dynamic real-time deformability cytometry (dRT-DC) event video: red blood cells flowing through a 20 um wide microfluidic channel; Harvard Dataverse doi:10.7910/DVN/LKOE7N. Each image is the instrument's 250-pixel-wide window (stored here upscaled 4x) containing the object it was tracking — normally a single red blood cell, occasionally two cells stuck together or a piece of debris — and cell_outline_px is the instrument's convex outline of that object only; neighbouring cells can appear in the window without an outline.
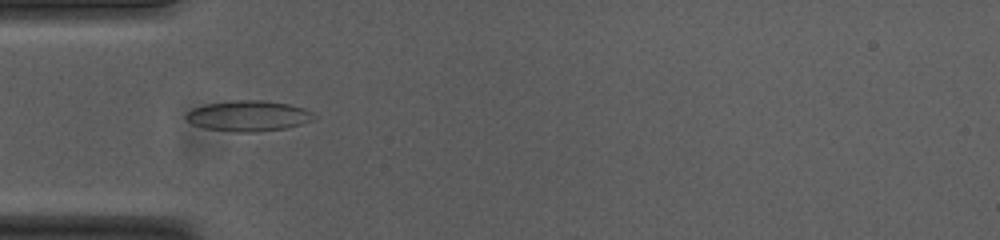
{"species": "common noctule bat (a hibernating species)", "species_latin": "Nyctalus noctula", "temperature_condition": "cold", "stored_images_in_passage": 42, "camera_frame_rate_fps": 3000, "um_per_image_px": 0.085, "animal": {"sex": "female", "body_mass_g": 23.0, "forearm_length_mm": 53.4}, "frame": {"image": 1, "passage_image": 5, "time_ms": 1.333, "image_size_px": [1000, 240], "cell_outline_px": [[312, 120], [288, 128], [256, 132], [236, 132], [204, 128], [188, 120], [184, 116], [192, 108], [208, 104], [232, 100], [264, 100], [288, 104], [304, 108], [312, 112]], "centroid_in_image_um": [21.11, 9.85], "position_along_channel_um": 63.9, "area_um2": 22.6}}
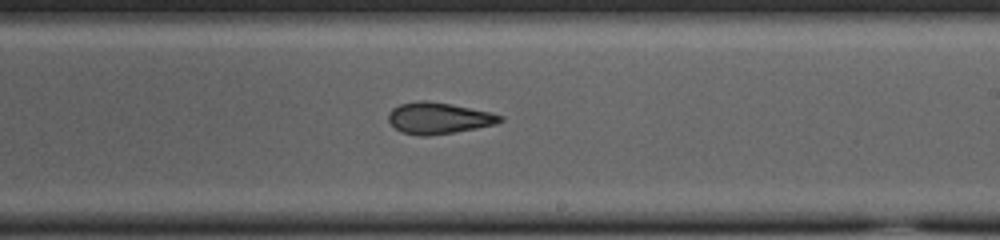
{"frame": {"image": 2, "passage_image": 20, "time_ms": 6.333, "image_size_px": [1000, 240], "cell_outline_px": [[504, 120], [496, 124], [476, 128], [428, 136], [420, 136], [400, 132], [388, 120], [388, 116], [392, 108], [400, 104], [420, 100], [424, 100], [452, 104], [492, 112], [504, 116]], "centroid_in_image_um": [37.3, 10.04], "position_along_channel_um": 251.7, "area_um2": 20.46}}
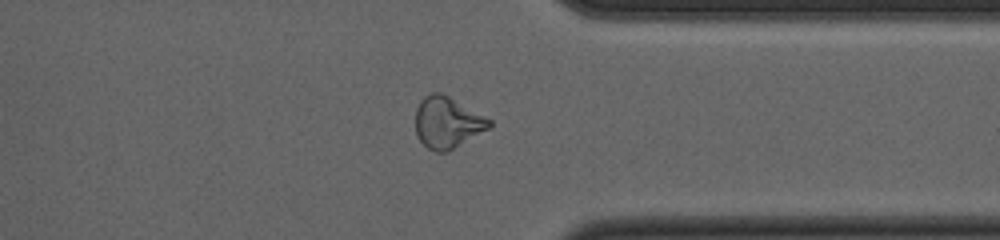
{"frame": {"image": 3, "passage_image": 30, "time_ms": 9.667, "image_size_px": [1000, 240], "cell_outline_px": [[492, 128], [448, 152], [436, 152], [428, 148], [416, 136], [416, 108], [420, 100], [424, 96], [432, 92], [440, 92], [448, 96], [492, 120]], "centroid_in_image_um": [38.04, 10.43], "position_along_channel_um": 373.4, "area_um2": 22.31}, "authors_computed_cell_mechanics": {"area_um2": 21.0103, "velocity_mm_per_s": 3.7668, "shape_relaxation_time_tau1_ms": null, "shape_relaxation_time_tau2_ms": 2.4471, "deformation_change_tau1": null, "deformation_change_tau2": 0.0809}}